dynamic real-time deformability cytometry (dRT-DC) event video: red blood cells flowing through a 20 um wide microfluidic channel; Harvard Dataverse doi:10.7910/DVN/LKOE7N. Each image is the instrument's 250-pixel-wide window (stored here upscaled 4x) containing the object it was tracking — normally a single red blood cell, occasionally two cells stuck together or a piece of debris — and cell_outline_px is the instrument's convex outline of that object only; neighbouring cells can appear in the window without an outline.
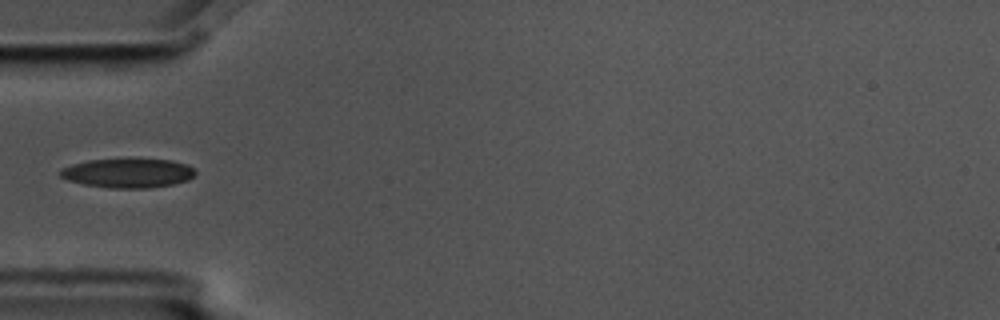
{"species": "common noctule bat (a hibernating species)", "species_latin": "Nyctalus noctula", "temperature_condition": "cold", "stored_images_in_passage": 4, "camera_frame_rate_fps": 3000, "um_per_image_px": 0.085, "animal": {"sex": "male", "body_mass_g": 17.5, "forearm_length_mm": 52.3}, "frame": {"image": 1, "passage_image": 4, "time_ms": 1.0, "image_size_px": [1000, 320], "cell_outline_px": [[196, 176], [188, 180], [172, 184], [148, 188], [108, 188], [84, 184], [68, 180], [60, 176], [60, 168], [72, 164], [88, 160], [132, 156], [172, 160], [184, 164], [192, 168], [196, 172]], "centroid_in_image_um": [10.87, 14.66], "position_along_channel_um": 74.1, "area_um2": 23.93}}